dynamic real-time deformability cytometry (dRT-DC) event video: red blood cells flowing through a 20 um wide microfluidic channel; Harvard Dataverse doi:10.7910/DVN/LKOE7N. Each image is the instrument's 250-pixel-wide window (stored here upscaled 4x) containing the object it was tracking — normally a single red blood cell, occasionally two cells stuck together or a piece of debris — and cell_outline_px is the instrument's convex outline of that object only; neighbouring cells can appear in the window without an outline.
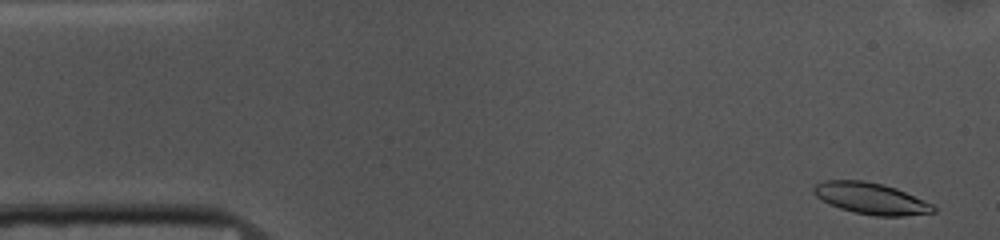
{"species": "common noctule bat (a hibernating species)", "species_latin": "Nyctalus noctula", "temperature_condition": "cold", "stored_images_in_passage": 53, "camera_frame_rate_fps": 3000, "um_per_image_px": 0.085, "animal": {"sex": "female", "body_mass_g": 10.0, "forearm_length_mm": 53.1}, "frame": {"image": 1, "passage_image": 2, "time_ms": 0.333, "image_size_px": [1000, 240], "cell_outline_px": [[936, 212], [904, 216], [876, 216], [856, 212], [840, 208], [816, 196], [812, 192], [812, 188], [816, 184], [824, 180], [864, 180], [884, 184], [896, 188], [932, 204], [936, 208]], "centroid_in_image_um": [74.04, 16.86], "position_along_channel_um": 11.0, "area_um2": 21.73}}
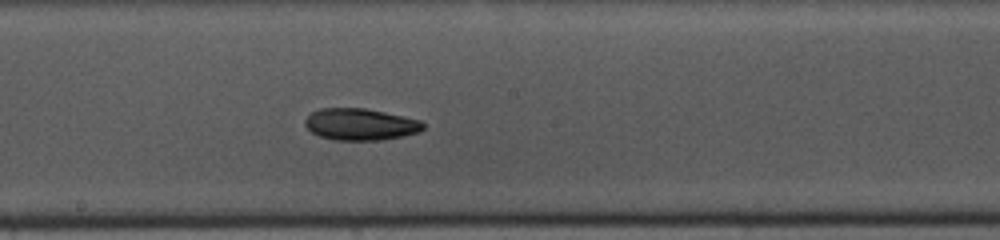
{"frame": {"image": 2, "passage_image": 27, "time_ms": 8.667, "image_size_px": [1000, 240], "cell_outline_px": [[424, 128], [420, 132], [404, 136], [380, 140], [336, 140], [320, 136], [312, 132], [304, 124], [304, 120], [312, 112], [320, 108], [364, 108], [384, 112], [420, 120], [424, 124]], "centroid_in_image_um": [30.64, 10.57], "position_along_channel_um": 217.6, "area_um2": 21.79}}
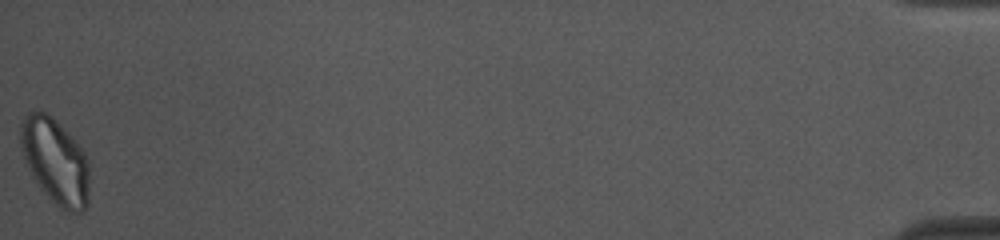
{"frame": {"image": 3, "passage_image": 53, "time_ms": 17.333, "image_size_px": [1000, 240], "cell_outline_px": [[88, 204], [84, 212], [64, 212], [40, 188], [32, 176], [20, 148], [20, 124], [24, 116], [28, 112], [44, 112], [52, 116], [76, 140], [84, 152], [88, 160]], "centroid_in_image_um": [4.7, 13.7], "position_along_channel_um": 430.5, "area_um2": 34.45}, "authors_computed_cell_mechanics": {"area_um2": 22.1952, "velocity_mm_per_s": 3.6661, "shape_relaxation_time_tau1_ms": 10.33, "shape_relaxation_time_tau2_ms": null, "deformation_change_tau1": 0.2094, "deformation_change_tau2": null}}